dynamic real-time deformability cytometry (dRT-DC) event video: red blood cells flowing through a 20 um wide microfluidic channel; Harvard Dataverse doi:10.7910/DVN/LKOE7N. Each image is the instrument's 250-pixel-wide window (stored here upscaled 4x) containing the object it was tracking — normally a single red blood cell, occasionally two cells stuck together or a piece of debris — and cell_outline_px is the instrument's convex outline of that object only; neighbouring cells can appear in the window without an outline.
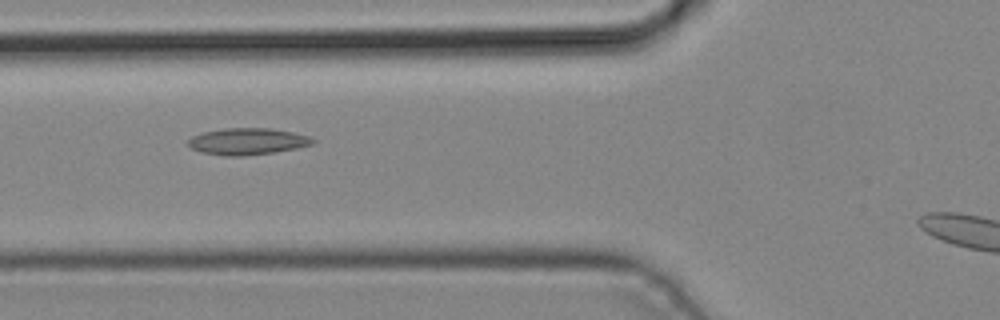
{"species": "common noctule bat (a hibernating species)", "species_latin": "Nyctalus noctula", "temperature_condition": "cold", "stored_images_in_passage": 4, "camera_frame_rate_fps": 3000, "um_per_image_px": 0.085, "animal": {"sex": "male", "body_mass_g": 19.2, "forearm_length_mm": 51.8}, "frame": {"image": 1, "passage_image": 4, "time_ms": 1.0, "image_size_px": [1000, 320], "cell_outline_px": [[316, 140], [312, 144], [296, 148], [276, 152], [244, 156], [224, 156], [200, 152], [192, 148], [188, 144], [188, 140], [192, 136], [204, 132], [224, 128], [268, 128], [292, 132], [308, 136]], "centroid_in_image_um": [21.02, 12.03], "position_along_channel_um": 104.8, "area_um2": 19.31}}